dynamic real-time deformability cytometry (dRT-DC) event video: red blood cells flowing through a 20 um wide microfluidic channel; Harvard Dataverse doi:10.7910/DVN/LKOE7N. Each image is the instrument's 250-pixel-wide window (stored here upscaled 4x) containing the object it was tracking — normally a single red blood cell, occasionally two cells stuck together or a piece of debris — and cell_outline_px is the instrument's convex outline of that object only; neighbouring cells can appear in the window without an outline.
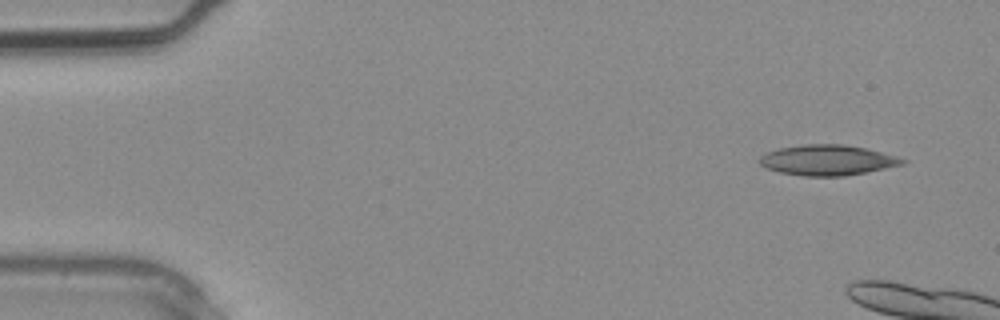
{"species": "common noctule bat (a hibernating species)", "species_latin": "Nyctalus noctula", "temperature_condition": "warm", "stored_images_in_passage": 5, "camera_frame_rate_fps": 3000, "um_per_image_px": 0.085, "animal": {"sex": "male", "body_mass_g": 20.4}, "frame": {"image": 1, "passage_image": 1, "time_ms": 0.0, "image_size_px": [1000, 320], "cell_outline_px": [[908, 160], [904, 164], [844, 176], [804, 176], [780, 172], [768, 168], [760, 164], [756, 160], [760, 156], [768, 152], [780, 148], [804, 144], [844, 144], [864, 148], [896, 156]], "centroid_in_image_um": [70.31, 13.61], "position_along_channel_um": 14.7, "area_um2": 25.09}}